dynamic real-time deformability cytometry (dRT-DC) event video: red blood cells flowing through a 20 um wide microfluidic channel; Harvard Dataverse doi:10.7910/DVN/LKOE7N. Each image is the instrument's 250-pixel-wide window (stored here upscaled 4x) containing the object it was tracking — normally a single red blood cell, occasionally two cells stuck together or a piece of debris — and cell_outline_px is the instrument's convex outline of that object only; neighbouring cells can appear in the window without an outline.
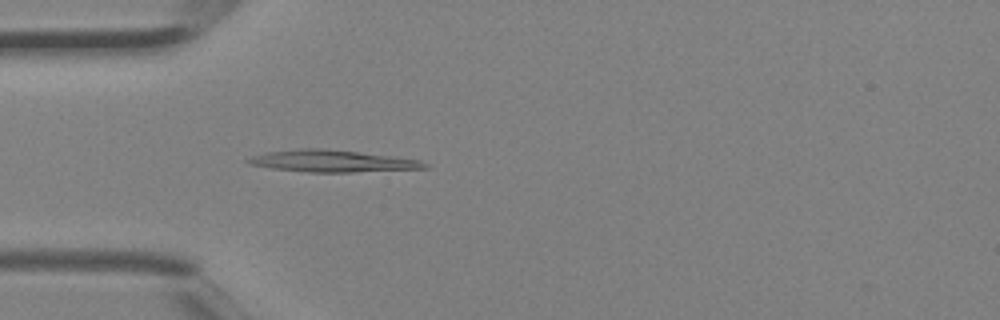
{"species": "Egyptian fruit bat (a non-hibernating species)", "species_latin": "Rousettus aegyptiacus", "temperature_condition": "room temperature", "stored_images_in_passage": 3, "camera_frame_rate_fps": 3000, "um_per_image_px": 0.085, "animal": {"sex": "female"}, "frame": {"image": 1, "passage_image": 3, "time_ms": 0.667, "image_size_px": [1000, 320], "cell_outline_px": [[428, 168], [352, 172], [308, 172], [272, 168], [248, 164], [244, 160], [252, 156], [268, 152], [300, 148], [320, 148], [356, 152], [420, 160], [428, 164]], "centroid_in_image_um": [28.19, 13.69], "position_along_channel_um": 56.8, "area_um2": 22.2}}